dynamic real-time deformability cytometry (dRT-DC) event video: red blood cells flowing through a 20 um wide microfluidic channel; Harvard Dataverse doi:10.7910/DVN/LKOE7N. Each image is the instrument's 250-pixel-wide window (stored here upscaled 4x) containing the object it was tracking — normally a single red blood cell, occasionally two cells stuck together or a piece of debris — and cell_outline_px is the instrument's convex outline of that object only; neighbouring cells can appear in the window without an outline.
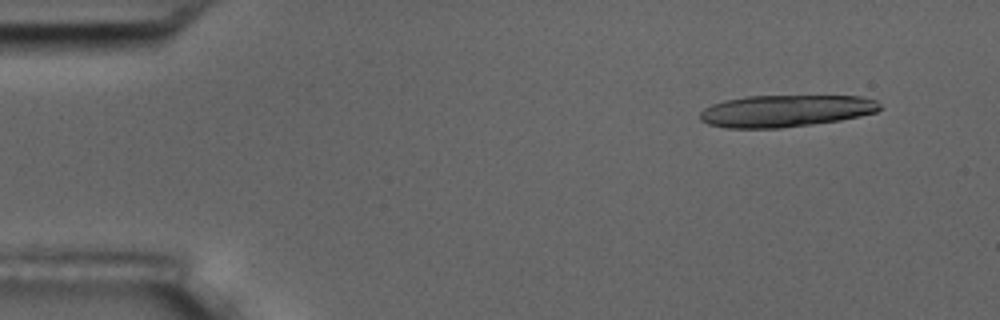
{"species": "common noctule bat (a hibernating species)", "species_latin": "Nyctalus noctula", "temperature_condition": "room temperature", "stored_images_in_passage": 19, "camera_frame_rate_fps": 3000, "um_per_image_px": 0.085, "animal": {"sex": "male", "body_mass_g": 17.5, "forearm_length_mm": 52.3}, "frame": {"image": 1, "passage_image": 5, "time_ms": 1.333, "image_size_px": [1000, 320], "cell_outline_px": [[884, 108], [876, 112], [860, 116], [840, 120], [812, 124], [780, 128], [728, 128], [708, 124], [700, 120], [700, 112], [704, 108], [712, 104], [724, 100], [744, 96], [860, 96], [876, 100]], "centroid_in_image_um": [66.78, 9.42], "position_along_channel_um": 18.2, "area_um2": 33.64}}